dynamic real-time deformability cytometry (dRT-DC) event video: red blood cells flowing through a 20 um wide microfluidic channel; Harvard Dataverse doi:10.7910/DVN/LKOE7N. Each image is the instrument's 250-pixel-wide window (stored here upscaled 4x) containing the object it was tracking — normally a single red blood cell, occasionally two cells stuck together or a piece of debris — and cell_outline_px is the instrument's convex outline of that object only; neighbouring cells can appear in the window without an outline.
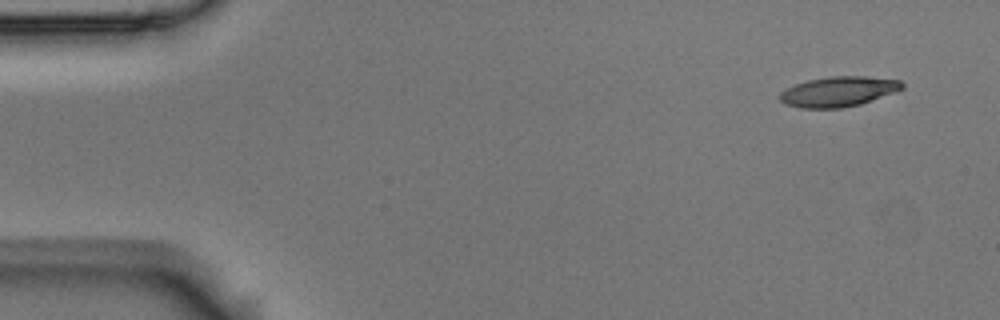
{"species": "Egyptian fruit bat (a non-hibernating species)", "species_latin": "Rousettus aegyptiacus", "temperature_condition": "room temperature", "stored_images_in_passage": 6, "camera_frame_rate_fps": 3000, "um_per_image_px": 0.085, "animal": {"sex": "male"}, "frame": {"image": 1, "passage_image": 1, "time_ms": 0.0, "image_size_px": [1000, 320], "cell_outline_px": [[904, 88], [896, 92], [860, 104], [840, 108], [800, 108], [784, 104], [780, 100], [780, 92], [796, 84], [808, 80], [828, 76], [864, 76], [900, 80], [904, 84]], "centroid_in_image_um": [71.28, 7.78], "position_along_channel_um": 13.7, "area_um2": 21.44}}
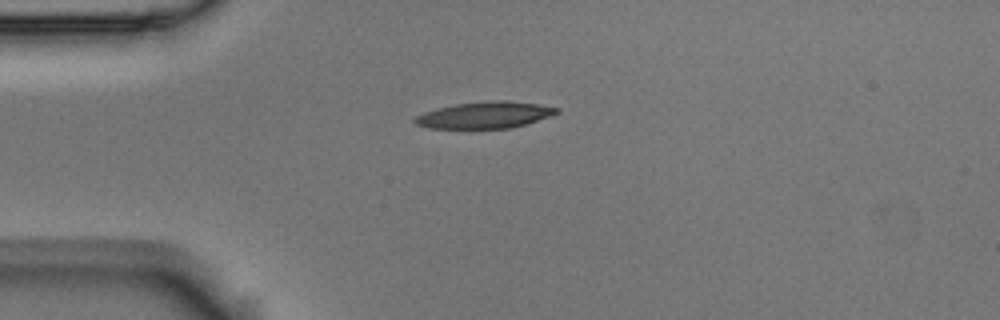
{"frame": {"image": 2, "passage_image": 4, "time_ms": 1.0, "image_size_px": [1000, 320], "cell_outline_px": [[560, 112], [512, 128], [428, 128], [416, 124], [412, 120], [416, 116], [424, 112], [436, 108], [456, 104], [484, 100], [508, 100], [536, 104], [560, 108]], "centroid_in_image_um": [41.17, 9.76], "position_along_channel_um": 43.8, "area_um2": 21.91}}
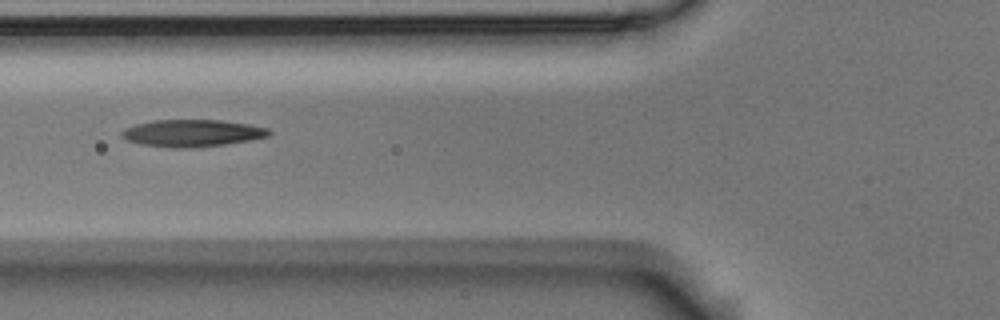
{"frame": {"image": 3, "passage_image": 6, "time_ms": 1.667, "image_size_px": [1000, 320], "cell_outline_px": [[272, 132], [268, 136], [252, 140], [224, 144], [184, 148], [176, 148], [140, 144], [128, 140], [120, 136], [120, 132], [124, 128], [136, 124], [152, 120], [220, 120], [248, 124], [268, 128]], "centroid_in_image_um": [16.32, 11.31], "position_along_channel_um": 109.5, "area_um2": 23.18}}